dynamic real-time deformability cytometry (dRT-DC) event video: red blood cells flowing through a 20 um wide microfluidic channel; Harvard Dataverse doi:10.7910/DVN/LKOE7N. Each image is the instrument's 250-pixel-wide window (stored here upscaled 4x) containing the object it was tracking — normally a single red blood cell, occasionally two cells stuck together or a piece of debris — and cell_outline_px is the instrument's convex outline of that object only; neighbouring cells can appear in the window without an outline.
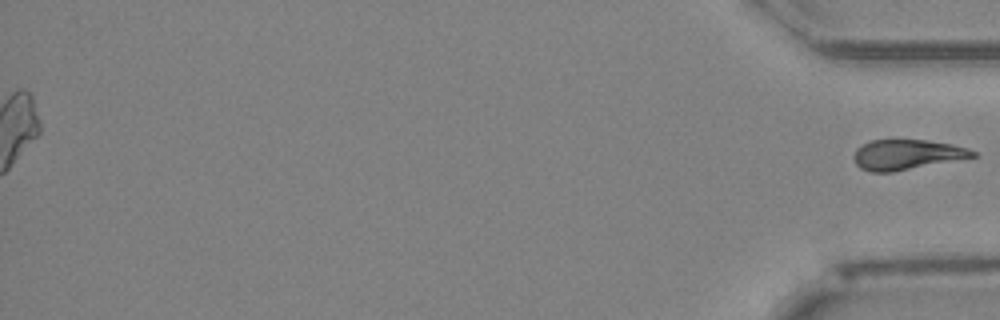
{"species": "Egyptian fruit bat (a non-hibernating species)", "species_latin": "Rousettus aegyptiacus", "temperature_condition": "cold", "stored_images_in_passage": 51, "segment_of_instrument_passage": [2, 2], "camera_frame_rate_fps": 3000, "um_per_image_px": 0.085, "animal": {"sex": "female"}, "frame": {"image": 1, "passage_image": 51, "time_ms": 16.667, "image_size_px": [1000, 320], "cell_outline_px": [[980, 156], [892, 172], [872, 172], [860, 168], [856, 164], [852, 156], [856, 148], [872, 140], [928, 140], [952, 144], [968, 148], [976, 152]], "centroid_in_image_um": [77.1, 13.14], "position_along_channel_um": 358.1, "area_um2": 20.98}}